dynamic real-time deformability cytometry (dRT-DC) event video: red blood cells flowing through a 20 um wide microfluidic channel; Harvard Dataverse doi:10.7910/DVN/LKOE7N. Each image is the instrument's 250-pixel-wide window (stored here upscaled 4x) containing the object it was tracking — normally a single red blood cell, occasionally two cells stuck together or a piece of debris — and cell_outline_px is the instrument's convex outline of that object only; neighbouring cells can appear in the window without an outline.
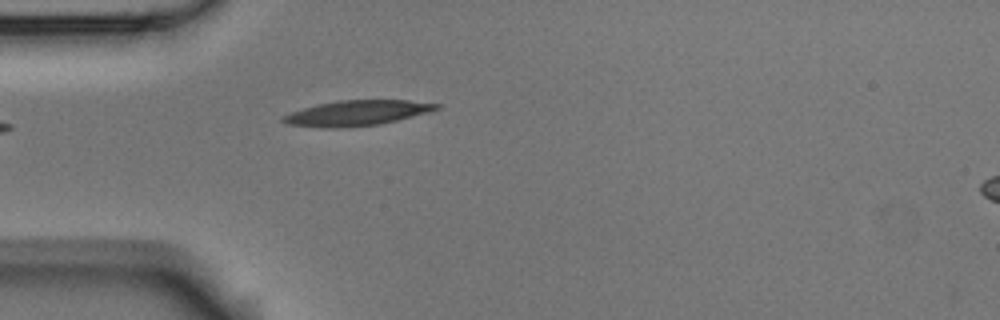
{"species": "Egyptian fruit bat (a non-hibernating species)", "species_latin": "Rousettus aegyptiacus", "temperature_condition": "room temperature", "stored_images_in_passage": 4, "camera_frame_rate_fps": 3000, "um_per_image_px": 0.085, "animal": {"sex": "male"}, "frame": {"image": 1, "passage_image": 4, "time_ms": 3.667, "image_size_px": [1000, 320], "cell_outline_px": [[440, 108], [396, 120], [380, 124], [332, 128], [324, 128], [288, 124], [280, 120], [280, 116], [304, 108], [320, 104], [340, 100], [408, 100], [440, 104]], "centroid_in_image_um": [30.29, 9.6], "position_along_channel_um": 54.7, "area_um2": 22.14}}